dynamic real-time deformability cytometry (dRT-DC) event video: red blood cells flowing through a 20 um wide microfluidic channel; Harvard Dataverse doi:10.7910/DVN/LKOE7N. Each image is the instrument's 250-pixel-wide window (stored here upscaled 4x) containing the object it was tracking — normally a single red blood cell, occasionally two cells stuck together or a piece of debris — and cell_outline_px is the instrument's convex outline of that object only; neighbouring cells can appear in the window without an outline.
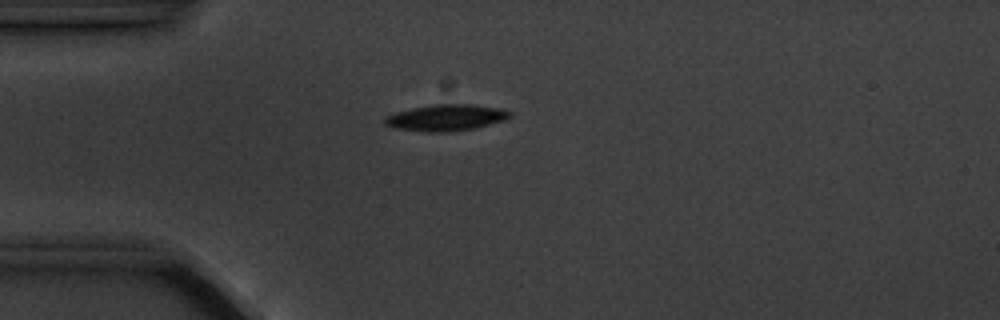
{"species": "common noctule bat (a hibernating species)", "species_latin": "Nyctalus noctula", "temperature_condition": "cold", "stored_images_in_passage": 3, "camera_frame_rate_fps": 3000, "um_per_image_px": 0.085, "animal": {"sex": "male", "body_mass_g": 20.1, "forearm_length_mm": 53.5}, "frame": {"image": 1, "passage_image": 3, "time_ms": 2.333, "image_size_px": [1000, 320], "cell_outline_px": [[512, 116], [504, 120], [472, 128], [448, 132], [428, 132], [392, 128], [384, 124], [384, 116], [396, 112], [412, 108], [432, 104], [472, 104], [504, 108], [512, 112]], "centroid_in_image_um": [37.9, 9.99], "position_along_channel_um": 47.1, "area_um2": 19.36}}